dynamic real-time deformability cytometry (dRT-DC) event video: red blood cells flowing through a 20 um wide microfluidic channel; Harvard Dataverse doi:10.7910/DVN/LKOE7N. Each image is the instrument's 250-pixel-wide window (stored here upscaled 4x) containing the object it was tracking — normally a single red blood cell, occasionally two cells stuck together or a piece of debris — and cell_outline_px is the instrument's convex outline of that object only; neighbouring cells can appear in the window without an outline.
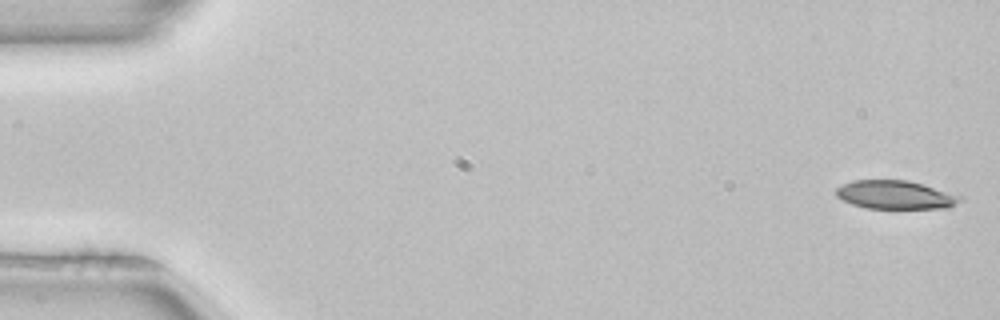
{"species": "common noctule bat (a hibernating species)", "species_latin": "Nyctalus noctula", "temperature_condition": "room temperature", "stored_images_in_passage": 5, "camera_frame_rate_fps": 3000, "um_per_image_px": 0.085, "animal": {"sex": "female", "body_mass_g": 22.7, "forearm_length_mm": 54.2}, "frame": {"image": 1, "passage_image": 1, "time_ms": 0.0, "image_size_px": [1000, 320], "cell_outline_px": [[964, 200], [948, 208], [868, 208], [852, 204], [836, 196], [836, 188], [852, 180], [908, 180], [964, 196]], "centroid_in_image_um": [76.15, 16.56], "position_along_channel_um": 8.8, "area_um2": 20.58}}